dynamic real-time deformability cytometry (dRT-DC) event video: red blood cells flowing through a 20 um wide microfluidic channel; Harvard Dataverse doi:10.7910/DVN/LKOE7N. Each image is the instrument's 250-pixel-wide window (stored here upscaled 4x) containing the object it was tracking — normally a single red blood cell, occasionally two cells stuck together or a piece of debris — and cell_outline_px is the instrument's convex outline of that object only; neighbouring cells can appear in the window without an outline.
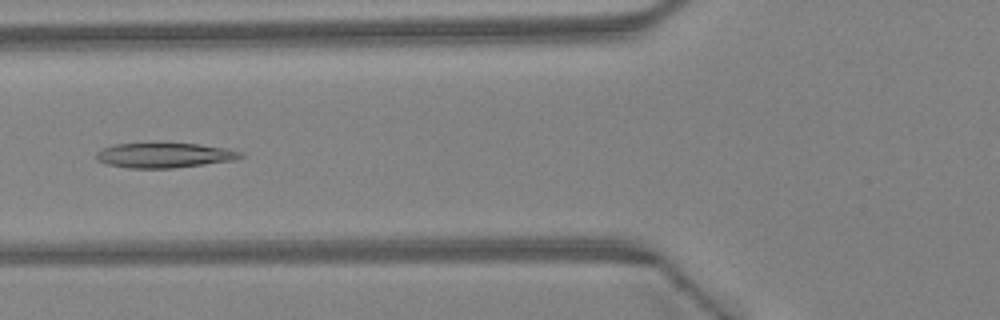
{"species": "Egyptian fruit bat (a non-hibernating species)", "species_latin": "Rousettus aegyptiacus", "temperature_condition": "warm", "stored_images_in_passage": 34, "camera_frame_rate_fps": 3000, "um_per_image_px": 0.085, "animal": {"sex": "female"}, "frame": {"image": 1, "passage_image": 10, "time_ms": 3.0, "image_size_px": [1000, 320], "cell_outline_px": [[244, 156], [236, 160], [172, 168], [128, 168], [104, 164], [96, 160], [96, 152], [104, 148], [116, 144], [200, 144], [228, 148], [244, 152]], "centroid_in_image_um": [14.0, 13.21], "position_along_channel_um": 111.8, "area_um2": 20.92}}
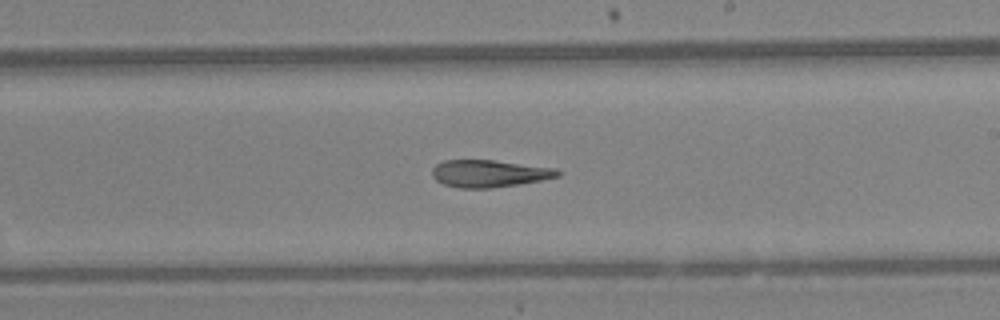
{"frame": {"image": 2, "passage_image": 19, "time_ms": 6.0, "image_size_px": [1000, 320], "cell_outline_px": [[560, 176], [540, 180], [516, 184], [488, 188], [460, 188], [444, 184], [436, 180], [432, 176], [432, 168], [436, 164], [444, 160], [492, 160], [556, 168], [560, 172]], "centroid_in_image_um": [41.55, 14.74], "position_along_channel_um": 247.5, "area_um2": 19.71}}
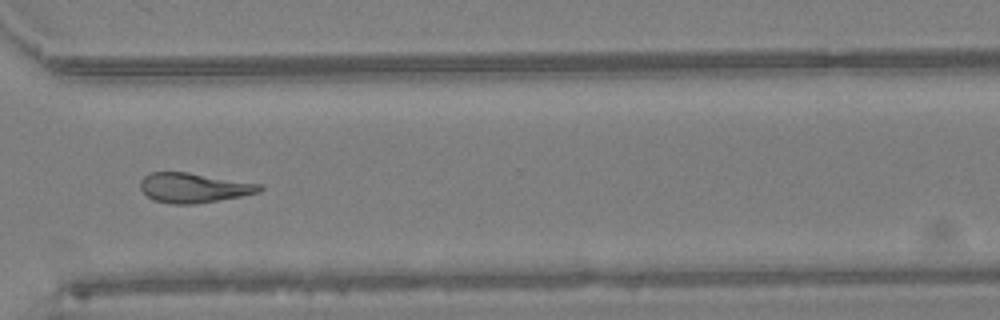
{"frame": {"image": 3, "passage_image": 26, "time_ms": 8.333, "image_size_px": [1000, 320], "cell_outline_px": [[264, 188], [260, 192], [240, 196], [192, 204], [172, 204], [156, 200], [148, 196], [140, 188], [140, 180], [148, 172], [188, 172], [260, 184]], "centroid_in_image_um": [16.44, 15.95], "position_along_channel_um": 354.2, "area_um2": 20.4}, "authors_computed_cell_mechanics": {"area_um2": 20.3167, "velocity_mm_per_s": 4.5515, "shape_relaxation_time_tau1_ms": null, "shape_relaxation_time_tau2_ms": 2.7257, "deformation_change_tau1": null, "deformation_change_tau2": 0.1171}}